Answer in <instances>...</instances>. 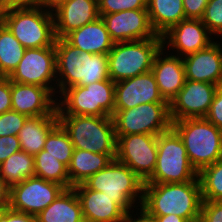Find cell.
Wrapping results in <instances>:
<instances>
[{
	"mask_svg": "<svg viewBox=\"0 0 222 222\" xmlns=\"http://www.w3.org/2000/svg\"><path fill=\"white\" fill-rule=\"evenodd\" d=\"M113 159L108 154H99L74 149L68 166L70 188L86 181L90 176L104 169Z\"/></svg>",
	"mask_w": 222,
	"mask_h": 222,
	"instance_id": "4316f807",
	"label": "cell"
},
{
	"mask_svg": "<svg viewBox=\"0 0 222 222\" xmlns=\"http://www.w3.org/2000/svg\"><path fill=\"white\" fill-rule=\"evenodd\" d=\"M135 9H147V0H98L100 16Z\"/></svg>",
	"mask_w": 222,
	"mask_h": 222,
	"instance_id": "836d02e7",
	"label": "cell"
},
{
	"mask_svg": "<svg viewBox=\"0 0 222 222\" xmlns=\"http://www.w3.org/2000/svg\"><path fill=\"white\" fill-rule=\"evenodd\" d=\"M203 201H222V158L198 172Z\"/></svg>",
	"mask_w": 222,
	"mask_h": 222,
	"instance_id": "4dcf8cb0",
	"label": "cell"
},
{
	"mask_svg": "<svg viewBox=\"0 0 222 222\" xmlns=\"http://www.w3.org/2000/svg\"><path fill=\"white\" fill-rule=\"evenodd\" d=\"M144 183L128 166L116 159L83 182L88 189L105 193L126 212L142 205Z\"/></svg>",
	"mask_w": 222,
	"mask_h": 222,
	"instance_id": "8992f818",
	"label": "cell"
},
{
	"mask_svg": "<svg viewBox=\"0 0 222 222\" xmlns=\"http://www.w3.org/2000/svg\"><path fill=\"white\" fill-rule=\"evenodd\" d=\"M64 38L82 52L92 54H108L114 45L101 17L71 31Z\"/></svg>",
	"mask_w": 222,
	"mask_h": 222,
	"instance_id": "603a6c76",
	"label": "cell"
},
{
	"mask_svg": "<svg viewBox=\"0 0 222 222\" xmlns=\"http://www.w3.org/2000/svg\"><path fill=\"white\" fill-rule=\"evenodd\" d=\"M34 169L36 177L70 188L68 167L47 151L41 150L34 156Z\"/></svg>",
	"mask_w": 222,
	"mask_h": 222,
	"instance_id": "f546056e",
	"label": "cell"
},
{
	"mask_svg": "<svg viewBox=\"0 0 222 222\" xmlns=\"http://www.w3.org/2000/svg\"><path fill=\"white\" fill-rule=\"evenodd\" d=\"M43 150L68 167L71 162L74 146L70 141L68 133L58 124L48 134Z\"/></svg>",
	"mask_w": 222,
	"mask_h": 222,
	"instance_id": "1f68e13d",
	"label": "cell"
},
{
	"mask_svg": "<svg viewBox=\"0 0 222 222\" xmlns=\"http://www.w3.org/2000/svg\"><path fill=\"white\" fill-rule=\"evenodd\" d=\"M199 222H222V201H202Z\"/></svg>",
	"mask_w": 222,
	"mask_h": 222,
	"instance_id": "d590c367",
	"label": "cell"
},
{
	"mask_svg": "<svg viewBox=\"0 0 222 222\" xmlns=\"http://www.w3.org/2000/svg\"><path fill=\"white\" fill-rule=\"evenodd\" d=\"M202 201L199 179L182 183H144L142 205L155 216L174 214L187 222H199Z\"/></svg>",
	"mask_w": 222,
	"mask_h": 222,
	"instance_id": "6da1fadb",
	"label": "cell"
},
{
	"mask_svg": "<svg viewBox=\"0 0 222 222\" xmlns=\"http://www.w3.org/2000/svg\"><path fill=\"white\" fill-rule=\"evenodd\" d=\"M56 38L95 21L99 15L98 0H68L52 11Z\"/></svg>",
	"mask_w": 222,
	"mask_h": 222,
	"instance_id": "44dd1931",
	"label": "cell"
},
{
	"mask_svg": "<svg viewBox=\"0 0 222 222\" xmlns=\"http://www.w3.org/2000/svg\"><path fill=\"white\" fill-rule=\"evenodd\" d=\"M181 137L191 165L199 172L222 158V130L206 118H186L172 122Z\"/></svg>",
	"mask_w": 222,
	"mask_h": 222,
	"instance_id": "5b68a950",
	"label": "cell"
},
{
	"mask_svg": "<svg viewBox=\"0 0 222 222\" xmlns=\"http://www.w3.org/2000/svg\"><path fill=\"white\" fill-rule=\"evenodd\" d=\"M34 176V156L22 150L13 153L0 164V177L10 187Z\"/></svg>",
	"mask_w": 222,
	"mask_h": 222,
	"instance_id": "f1b7e54d",
	"label": "cell"
},
{
	"mask_svg": "<svg viewBox=\"0 0 222 222\" xmlns=\"http://www.w3.org/2000/svg\"><path fill=\"white\" fill-rule=\"evenodd\" d=\"M20 150L18 136H0V164H2L10 155Z\"/></svg>",
	"mask_w": 222,
	"mask_h": 222,
	"instance_id": "74e56055",
	"label": "cell"
},
{
	"mask_svg": "<svg viewBox=\"0 0 222 222\" xmlns=\"http://www.w3.org/2000/svg\"><path fill=\"white\" fill-rule=\"evenodd\" d=\"M58 124L57 115L28 117L18 134L20 149L35 156L43 150L48 134Z\"/></svg>",
	"mask_w": 222,
	"mask_h": 222,
	"instance_id": "cb8c5ba5",
	"label": "cell"
},
{
	"mask_svg": "<svg viewBox=\"0 0 222 222\" xmlns=\"http://www.w3.org/2000/svg\"><path fill=\"white\" fill-rule=\"evenodd\" d=\"M74 149L116 157L117 138L112 116L57 115Z\"/></svg>",
	"mask_w": 222,
	"mask_h": 222,
	"instance_id": "277c9868",
	"label": "cell"
},
{
	"mask_svg": "<svg viewBox=\"0 0 222 222\" xmlns=\"http://www.w3.org/2000/svg\"><path fill=\"white\" fill-rule=\"evenodd\" d=\"M0 20L26 49L55 46L53 13L39 6L23 5L0 11Z\"/></svg>",
	"mask_w": 222,
	"mask_h": 222,
	"instance_id": "3957f363",
	"label": "cell"
},
{
	"mask_svg": "<svg viewBox=\"0 0 222 222\" xmlns=\"http://www.w3.org/2000/svg\"><path fill=\"white\" fill-rule=\"evenodd\" d=\"M209 0H183L186 19H201Z\"/></svg>",
	"mask_w": 222,
	"mask_h": 222,
	"instance_id": "f35d334b",
	"label": "cell"
},
{
	"mask_svg": "<svg viewBox=\"0 0 222 222\" xmlns=\"http://www.w3.org/2000/svg\"><path fill=\"white\" fill-rule=\"evenodd\" d=\"M143 103H169L160 95L151 71L115 83L114 109H129Z\"/></svg>",
	"mask_w": 222,
	"mask_h": 222,
	"instance_id": "e0dca14e",
	"label": "cell"
},
{
	"mask_svg": "<svg viewBox=\"0 0 222 222\" xmlns=\"http://www.w3.org/2000/svg\"><path fill=\"white\" fill-rule=\"evenodd\" d=\"M218 85L185 80L184 86L169 103L172 122L186 118H205Z\"/></svg>",
	"mask_w": 222,
	"mask_h": 222,
	"instance_id": "5bb4252c",
	"label": "cell"
},
{
	"mask_svg": "<svg viewBox=\"0 0 222 222\" xmlns=\"http://www.w3.org/2000/svg\"><path fill=\"white\" fill-rule=\"evenodd\" d=\"M68 0H41V7L43 9L53 11L56 9L60 4L66 2Z\"/></svg>",
	"mask_w": 222,
	"mask_h": 222,
	"instance_id": "ee69618b",
	"label": "cell"
},
{
	"mask_svg": "<svg viewBox=\"0 0 222 222\" xmlns=\"http://www.w3.org/2000/svg\"><path fill=\"white\" fill-rule=\"evenodd\" d=\"M162 39L165 50L172 51L170 52L171 54L182 58L205 49L214 42L213 40H217L213 38L201 19L180 21L164 33Z\"/></svg>",
	"mask_w": 222,
	"mask_h": 222,
	"instance_id": "9a60e30c",
	"label": "cell"
},
{
	"mask_svg": "<svg viewBox=\"0 0 222 222\" xmlns=\"http://www.w3.org/2000/svg\"><path fill=\"white\" fill-rule=\"evenodd\" d=\"M85 222H124L126 211L105 193L88 189L83 183L73 186Z\"/></svg>",
	"mask_w": 222,
	"mask_h": 222,
	"instance_id": "ffe728a7",
	"label": "cell"
},
{
	"mask_svg": "<svg viewBox=\"0 0 222 222\" xmlns=\"http://www.w3.org/2000/svg\"><path fill=\"white\" fill-rule=\"evenodd\" d=\"M65 188L36 176L10 187L9 207L36 216L48 207Z\"/></svg>",
	"mask_w": 222,
	"mask_h": 222,
	"instance_id": "4fadbf2b",
	"label": "cell"
},
{
	"mask_svg": "<svg viewBox=\"0 0 222 222\" xmlns=\"http://www.w3.org/2000/svg\"><path fill=\"white\" fill-rule=\"evenodd\" d=\"M26 48L0 20V77H9L21 61Z\"/></svg>",
	"mask_w": 222,
	"mask_h": 222,
	"instance_id": "83f0119b",
	"label": "cell"
},
{
	"mask_svg": "<svg viewBox=\"0 0 222 222\" xmlns=\"http://www.w3.org/2000/svg\"><path fill=\"white\" fill-rule=\"evenodd\" d=\"M57 98V115L112 116L115 82L111 79L65 89Z\"/></svg>",
	"mask_w": 222,
	"mask_h": 222,
	"instance_id": "52a82bcc",
	"label": "cell"
},
{
	"mask_svg": "<svg viewBox=\"0 0 222 222\" xmlns=\"http://www.w3.org/2000/svg\"><path fill=\"white\" fill-rule=\"evenodd\" d=\"M56 98L48 88L11 81L12 110L28 117L57 115Z\"/></svg>",
	"mask_w": 222,
	"mask_h": 222,
	"instance_id": "ac0fdd59",
	"label": "cell"
},
{
	"mask_svg": "<svg viewBox=\"0 0 222 222\" xmlns=\"http://www.w3.org/2000/svg\"><path fill=\"white\" fill-rule=\"evenodd\" d=\"M36 222H85L75 189H64L48 207L36 215Z\"/></svg>",
	"mask_w": 222,
	"mask_h": 222,
	"instance_id": "d4e9b609",
	"label": "cell"
},
{
	"mask_svg": "<svg viewBox=\"0 0 222 222\" xmlns=\"http://www.w3.org/2000/svg\"><path fill=\"white\" fill-rule=\"evenodd\" d=\"M205 118L222 130V84L218 85L210 110Z\"/></svg>",
	"mask_w": 222,
	"mask_h": 222,
	"instance_id": "8d00e7d4",
	"label": "cell"
},
{
	"mask_svg": "<svg viewBox=\"0 0 222 222\" xmlns=\"http://www.w3.org/2000/svg\"><path fill=\"white\" fill-rule=\"evenodd\" d=\"M55 51L57 98L69 87L110 79L107 54L82 52L65 38L56 39Z\"/></svg>",
	"mask_w": 222,
	"mask_h": 222,
	"instance_id": "7a4b0ae2",
	"label": "cell"
},
{
	"mask_svg": "<svg viewBox=\"0 0 222 222\" xmlns=\"http://www.w3.org/2000/svg\"><path fill=\"white\" fill-rule=\"evenodd\" d=\"M157 148L154 173L145 183H182L198 179L184 143L173 128L157 135Z\"/></svg>",
	"mask_w": 222,
	"mask_h": 222,
	"instance_id": "9c48e42d",
	"label": "cell"
},
{
	"mask_svg": "<svg viewBox=\"0 0 222 222\" xmlns=\"http://www.w3.org/2000/svg\"><path fill=\"white\" fill-rule=\"evenodd\" d=\"M18 7V0H0V11Z\"/></svg>",
	"mask_w": 222,
	"mask_h": 222,
	"instance_id": "bcb514c9",
	"label": "cell"
},
{
	"mask_svg": "<svg viewBox=\"0 0 222 222\" xmlns=\"http://www.w3.org/2000/svg\"><path fill=\"white\" fill-rule=\"evenodd\" d=\"M163 47L162 36L114 43L108 55L109 77L119 82L150 72L157 53Z\"/></svg>",
	"mask_w": 222,
	"mask_h": 222,
	"instance_id": "ba28073f",
	"label": "cell"
},
{
	"mask_svg": "<svg viewBox=\"0 0 222 222\" xmlns=\"http://www.w3.org/2000/svg\"><path fill=\"white\" fill-rule=\"evenodd\" d=\"M12 110L11 80L8 77H0V114Z\"/></svg>",
	"mask_w": 222,
	"mask_h": 222,
	"instance_id": "ab89813d",
	"label": "cell"
},
{
	"mask_svg": "<svg viewBox=\"0 0 222 222\" xmlns=\"http://www.w3.org/2000/svg\"><path fill=\"white\" fill-rule=\"evenodd\" d=\"M23 5L41 7V0H18V7Z\"/></svg>",
	"mask_w": 222,
	"mask_h": 222,
	"instance_id": "7dc6e473",
	"label": "cell"
},
{
	"mask_svg": "<svg viewBox=\"0 0 222 222\" xmlns=\"http://www.w3.org/2000/svg\"><path fill=\"white\" fill-rule=\"evenodd\" d=\"M164 51L166 50L162 47L155 56L151 72L157 82L160 95L170 103L184 86L186 77L183 58Z\"/></svg>",
	"mask_w": 222,
	"mask_h": 222,
	"instance_id": "7402d4cb",
	"label": "cell"
},
{
	"mask_svg": "<svg viewBox=\"0 0 222 222\" xmlns=\"http://www.w3.org/2000/svg\"><path fill=\"white\" fill-rule=\"evenodd\" d=\"M183 0H147V11L153 30L162 36L172 26L185 20Z\"/></svg>",
	"mask_w": 222,
	"mask_h": 222,
	"instance_id": "484cf974",
	"label": "cell"
},
{
	"mask_svg": "<svg viewBox=\"0 0 222 222\" xmlns=\"http://www.w3.org/2000/svg\"><path fill=\"white\" fill-rule=\"evenodd\" d=\"M5 211H6V208H0V222H2Z\"/></svg>",
	"mask_w": 222,
	"mask_h": 222,
	"instance_id": "c3c4849f",
	"label": "cell"
},
{
	"mask_svg": "<svg viewBox=\"0 0 222 222\" xmlns=\"http://www.w3.org/2000/svg\"><path fill=\"white\" fill-rule=\"evenodd\" d=\"M134 209H137V212H135ZM138 210L140 211V213ZM133 214L134 216H132ZM124 222H158V220L157 217L151 214L143 205H140L137 206V208L135 207L132 210L130 209L128 212H126Z\"/></svg>",
	"mask_w": 222,
	"mask_h": 222,
	"instance_id": "60d3db41",
	"label": "cell"
},
{
	"mask_svg": "<svg viewBox=\"0 0 222 222\" xmlns=\"http://www.w3.org/2000/svg\"><path fill=\"white\" fill-rule=\"evenodd\" d=\"M28 116L14 110L0 114V136H18Z\"/></svg>",
	"mask_w": 222,
	"mask_h": 222,
	"instance_id": "e575fe53",
	"label": "cell"
},
{
	"mask_svg": "<svg viewBox=\"0 0 222 222\" xmlns=\"http://www.w3.org/2000/svg\"><path fill=\"white\" fill-rule=\"evenodd\" d=\"M201 21L208 31L219 40L222 36V0H209Z\"/></svg>",
	"mask_w": 222,
	"mask_h": 222,
	"instance_id": "d6a6232c",
	"label": "cell"
},
{
	"mask_svg": "<svg viewBox=\"0 0 222 222\" xmlns=\"http://www.w3.org/2000/svg\"><path fill=\"white\" fill-rule=\"evenodd\" d=\"M8 78L16 83L48 88L57 96L55 46L26 49L21 61Z\"/></svg>",
	"mask_w": 222,
	"mask_h": 222,
	"instance_id": "8fae6325",
	"label": "cell"
},
{
	"mask_svg": "<svg viewBox=\"0 0 222 222\" xmlns=\"http://www.w3.org/2000/svg\"><path fill=\"white\" fill-rule=\"evenodd\" d=\"M116 157L146 182L154 173L157 160V135H116Z\"/></svg>",
	"mask_w": 222,
	"mask_h": 222,
	"instance_id": "7c38bea8",
	"label": "cell"
},
{
	"mask_svg": "<svg viewBox=\"0 0 222 222\" xmlns=\"http://www.w3.org/2000/svg\"><path fill=\"white\" fill-rule=\"evenodd\" d=\"M2 222H36V216L6 207Z\"/></svg>",
	"mask_w": 222,
	"mask_h": 222,
	"instance_id": "b9f144b4",
	"label": "cell"
},
{
	"mask_svg": "<svg viewBox=\"0 0 222 222\" xmlns=\"http://www.w3.org/2000/svg\"><path fill=\"white\" fill-rule=\"evenodd\" d=\"M114 43L155 38L147 9L125 10L100 16Z\"/></svg>",
	"mask_w": 222,
	"mask_h": 222,
	"instance_id": "2e32d148",
	"label": "cell"
},
{
	"mask_svg": "<svg viewBox=\"0 0 222 222\" xmlns=\"http://www.w3.org/2000/svg\"><path fill=\"white\" fill-rule=\"evenodd\" d=\"M158 222H187L184 218L179 217L174 214L164 215V216H156Z\"/></svg>",
	"mask_w": 222,
	"mask_h": 222,
	"instance_id": "f6af8a7d",
	"label": "cell"
},
{
	"mask_svg": "<svg viewBox=\"0 0 222 222\" xmlns=\"http://www.w3.org/2000/svg\"><path fill=\"white\" fill-rule=\"evenodd\" d=\"M10 186L0 177V208L9 207Z\"/></svg>",
	"mask_w": 222,
	"mask_h": 222,
	"instance_id": "7bdbcfd3",
	"label": "cell"
},
{
	"mask_svg": "<svg viewBox=\"0 0 222 222\" xmlns=\"http://www.w3.org/2000/svg\"><path fill=\"white\" fill-rule=\"evenodd\" d=\"M218 42L183 57L187 80L222 84V44Z\"/></svg>",
	"mask_w": 222,
	"mask_h": 222,
	"instance_id": "d6986e66",
	"label": "cell"
},
{
	"mask_svg": "<svg viewBox=\"0 0 222 222\" xmlns=\"http://www.w3.org/2000/svg\"><path fill=\"white\" fill-rule=\"evenodd\" d=\"M116 135H159L172 128L169 103H143L129 109H114Z\"/></svg>",
	"mask_w": 222,
	"mask_h": 222,
	"instance_id": "30bf717a",
	"label": "cell"
}]
</instances>
